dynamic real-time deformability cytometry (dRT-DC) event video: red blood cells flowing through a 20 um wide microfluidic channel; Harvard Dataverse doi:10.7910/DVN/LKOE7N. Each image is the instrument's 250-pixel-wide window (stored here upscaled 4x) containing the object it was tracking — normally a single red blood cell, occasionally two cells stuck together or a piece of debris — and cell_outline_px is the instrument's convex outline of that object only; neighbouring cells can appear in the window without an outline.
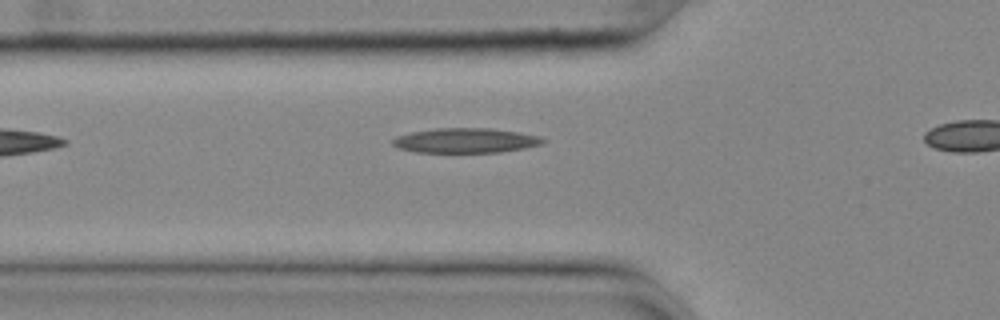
{"species": "common noctule bat (a hibernating species)", "species_latin": "Nyctalus noctula", "temperature_condition": "cold", "stored_images_in_passage": 24, "camera_frame_rate_fps": 3000, "um_per_image_px": 0.085, "animal": {"sex": "female", "body_mass_g": 25.1}, "frame": {"image": 1, "passage_image": 3, "time_ms": 0.667, "image_size_px": [1000, 320], "cell_outline_px": [[544, 140], [540, 144], [524, 148], [500, 152], [416, 152], [400, 148], [392, 144], [392, 140], [396, 136], [412, 132], [436, 128], [492, 128], [520, 132], [540, 136]], "centroid_in_image_um": [39.57, 11.93], "position_along_channel_um": 86.2, "area_um2": 21.56}}
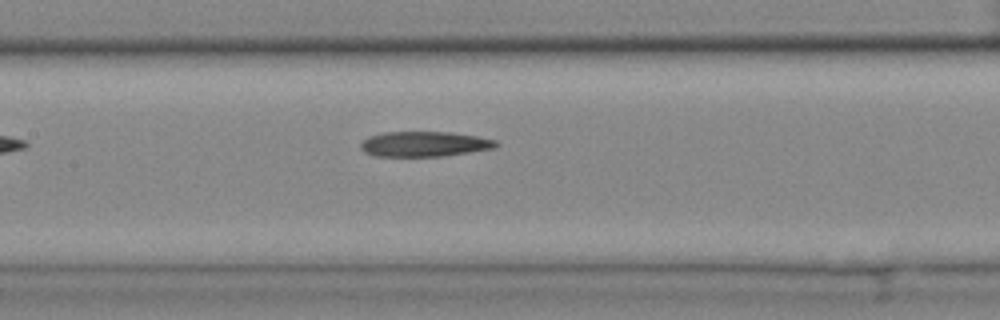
{"frame": {"image": 2, "passage_image": 10, "time_ms": 3.0, "image_size_px": [1000, 320], "cell_outline_px": [[500, 144], [492, 148], [468, 152], [440, 156], [376, 156], [364, 152], [360, 148], [360, 144], [368, 136], [384, 132], [448, 132], [476, 136], [496, 140]], "centroid_in_image_um": [36.03, 12.24], "position_along_channel_um": 171.4, "area_um2": 19.65}}
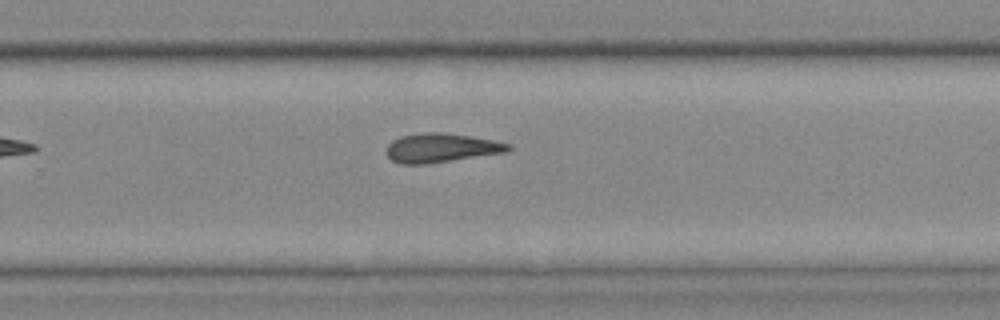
{"frame": {"image": 3, "passage_image": 20, "time_ms": 6.333, "image_size_px": [1000, 320], "cell_outline_px": [[512, 148], [508, 152], [424, 164], [400, 164], [392, 160], [388, 156], [388, 144], [392, 140], [400, 136], [420, 132], [444, 132], [492, 140], [512, 144]], "centroid_in_image_um": [37.51, 12.56], "position_along_channel_um": 292.3, "area_um2": 20.58}}